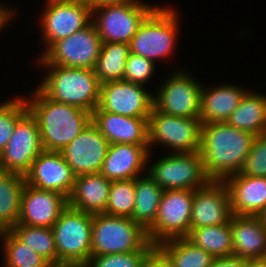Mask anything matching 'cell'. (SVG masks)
<instances>
[{"label":"cell","instance_id":"4fadbf2b","mask_svg":"<svg viewBox=\"0 0 266 267\" xmlns=\"http://www.w3.org/2000/svg\"><path fill=\"white\" fill-rule=\"evenodd\" d=\"M43 150L37 121L28 110L18 120L10 140L0 153V169L25 175Z\"/></svg>","mask_w":266,"mask_h":267},{"label":"cell","instance_id":"f6af8a7d","mask_svg":"<svg viewBox=\"0 0 266 267\" xmlns=\"http://www.w3.org/2000/svg\"><path fill=\"white\" fill-rule=\"evenodd\" d=\"M63 267H83V266H63Z\"/></svg>","mask_w":266,"mask_h":267},{"label":"cell","instance_id":"7402d4cb","mask_svg":"<svg viewBox=\"0 0 266 267\" xmlns=\"http://www.w3.org/2000/svg\"><path fill=\"white\" fill-rule=\"evenodd\" d=\"M233 215L259 216L266 209V177L234 174L224 180Z\"/></svg>","mask_w":266,"mask_h":267},{"label":"cell","instance_id":"ab89813d","mask_svg":"<svg viewBox=\"0 0 266 267\" xmlns=\"http://www.w3.org/2000/svg\"><path fill=\"white\" fill-rule=\"evenodd\" d=\"M246 259L238 256L216 257L210 267H245Z\"/></svg>","mask_w":266,"mask_h":267},{"label":"cell","instance_id":"f35d334b","mask_svg":"<svg viewBox=\"0 0 266 267\" xmlns=\"http://www.w3.org/2000/svg\"><path fill=\"white\" fill-rule=\"evenodd\" d=\"M142 267H173L169 258L155 245L146 255Z\"/></svg>","mask_w":266,"mask_h":267},{"label":"cell","instance_id":"6da1fadb","mask_svg":"<svg viewBox=\"0 0 266 267\" xmlns=\"http://www.w3.org/2000/svg\"><path fill=\"white\" fill-rule=\"evenodd\" d=\"M255 135L227 122L202 124L199 154L210 180L224 181L240 173Z\"/></svg>","mask_w":266,"mask_h":267},{"label":"cell","instance_id":"d4e9b609","mask_svg":"<svg viewBox=\"0 0 266 267\" xmlns=\"http://www.w3.org/2000/svg\"><path fill=\"white\" fill-rule=\"evenodd\" d=\"M247 91L233 84L217 85L209 90L203 85L199 115L202 124L226 122Z\"/></svg>","mask_w":266,"mask_h":267},{"label":"cell","instance_id":"7c38bea8","mask_svg":"<svg viewBox=\"0 0 266 267\" xmlns=\"http://www.w3.org/2000/svg\"><path fill=\"white\" fill-rule=\"evenodd\" d=\"M193 78L186 71H175L153 94V108L177 117L199 118L202 84Z\"/></svg>","mask_w":266,"mask_h":267},{"label":"cell","instance_id":"30bf717a","mask_svg":"<svg viewBox=\"0 0 266 267\" xmlns=\"http://www.w3.org/2000/svg\"><path fill=\"white\" fill-rule=\"evenodd\" d=\"M102 40L91 22L87 27L52 44L39 56L38 65H58L94 69Z\"/></svg>","mask_w":266,"mask_h":267},{"label":"cell","instance_id":"3957f363","mask_svg":"<svg viewBox=\"0 0 266 267\" xmlns=\"http://www.w3.org/2000/svg\"><path fill=\"white\" fill-rule=\"evenodd\" d=\"M47 67L38 88L51 100L92 113L99 104L101 84L94 69L40 65Z\"/></svg>","mask_w":266,"mask_h":267},{"label":"cell","instance_id":"484cf974","mask_svg":"<svg viewBox=\"0 0 266 267\" xmlns=\"http://www.w3.org/2000/svg\"><path fill=\"white\" fill-rule=\"evenodd\" d=\"M226 122L255 136L266 133V95L247 91Z\"/></svg>","mask_w":266,"mask_h":267},{"label":"cell","instance_id":"e575fe53","mask_svg":"<svg viewBox=\"0 0 266 267\" xmlns=\"http://www.w3.org/2000/svg\"><path fill=\"white\" fill-rule=\"evenodd\" d=\"M28 111L24 97L0 103V153L10 140L18 120Z\"/></svg>","mask_w":266,"mask_h":267},{"label":"cell","instance_id":"d6986e66","mask_svg":"<svg viewBox=\"0 0 266 267\" xmlns=\"http://www.w3.org/2000/svg\"><path fill=\"white\" fill-rule=\"evenodd\" d=\"M67 206L68 198L62 194L25 183L17 224L51 228Z\"/></svg>","mask_w":266,"mask_h":267},{"label":"cell","instance_id":"9a60e30c","mask_svg":"<svg viewBox=\"0 0 266 267\" xmlns=\"http://www.w3.org/2000/svg\"><path fill=\"white\" fill-rule=\"evenodd\" d=\"M152 108L153 95L143 85L118 80L101 84L99 104L94 111L127 117H149Z\"/></svg>","mask_w":266,"mask_h":267},{"label":"cell","instance_id":"8d00e7d4","mask_svg":"<svg viewBox=\"0 0 266 267\" xmlns=\"http://www.w3.org/2000/svg\"><path fill=\"white\" fill-rule=\"evenodd\" d=\"M240 174L266 177V133L255 136Z\"/></svg>","mask_w":266,"mask_h":267},{"label":"cell","instance_id":"ba28073f","mask_svg":"<svg viewBox=\"0 0 266 267\" xmlns=\"http://www.w3.org/2000/svg\"><path fill=\"white\" fill-rule=\"evenodd\" d=\"M201 130L199 118L177 117L152 108L148 117V149L151 152L152 145L161 143L173 153L199 152Z\"/></svg>","mask_w":266,"mask_h":267},{"label":"cell","instance_id":"5b68a950","mask_svg":"<svg viewBox=\"0 0 266 267\" xmlns=\"http://www.w3.org/2000/svg\"><path fill=\"white\" fill-rule=\"evenodd\" d=\"M93 214L69 205L51 227L58 254V267L83 266L91 257Z\"/></svg>","mask_w":266,"mask_h":267},{"label":"cell","instance_id":"7a4b0ae2","mask_svg":"<svg viewBox=\"0 0 266 267\" xmlns=\"http://www.w3.org/2000/svg\"><path fill=\"white\" fill-rule=\"evenodd\" d=\"M25 101L37 121L46 151L61 152L92 122V113L53 101L38 87Z\"/></svg>","mask_w":266,"mask_h":267},{"label":"cell","instance_id":"ac0fdd59","mask_svg":"<svg viewBox=\"0 0 266 267\" xmlns=\"http://www.w3.org/2000/svg\"><path fill=\"white\" fill-rule=\"evenodd\" d=\"M25 183L42 190H51L69 198L76 175L61 152L43 150L24 175Z\"/></svg>","mask_w":266,"mask_h":267},{"label":"cell","instance_id":"f546056e","mask_svg":"<svg viewBox=\"0 0 266 267\" xmlns=\"http://www.w3.org/2000/svg\"><path fill=\"white\" fill-rule=\"evenodd\" d=\"M173 267H210L214 257L184 238L165 240L156 245Z\"/></svg>","mask_w":266,"mask_h":267},{"label":"cell","instance_id":"b9f144b4","mask_svg":"<svg viewBox=\"0 0 266 267\" xmlns=\"http://www.w3.org/2000/svg\"><path fill=\"white\" fill-rule=\"evenodd\" d=\"M123 0H80L83 4H85L87 7L94 9L95 7L104 5V4H109V3H114V2H119Z\"/></svg>","mask_w":266,"mask_h":267},{"label":"cell","instance_id":"603a6c76","mask_svg":"<svg viewBox=\"0 0 266 267\" xmlns=\"http://www.w3.org/2000/svg\"><path fill=\"white\" fill-rule=\"evenodd\" d=\"M230 224L234 256L266 259V227L259 216L233 215Z\"/></svg>","mask_w":266,"mask_h":267},{"label":"cell","instance_id":"4316f807","mask_svg":"<svg viewBox=\"0 0 266 267\" xmlns=\"http://www.w3.org/2000/svg\"><path fill=\"white\" fill-rule=\"evenodd\" d=\"M135 183V207L131 219L146 231L154 223L164 190L148 175L138 176Z\"/></svg>","mask_w":266,"mask_h":267},{"label":"cell","instance_id":"cb8c5ba5","mask_svg":"<svg viewBox=\"0 0 266 267\" xmlns=\"http://www.w3.org/2000/svg\"><path fill=\"white\" fill-rule=\"evenodd\" d=\"M111 183L100 172L76 176L68 205L93 215L105 213Z\"/></svg>","mask_w":266,"mask_h":267},{"label":"cell","instance_id":"d590c367","mask_svg":"<svg viewBox=\"0 0 266 267\" xmlns=\"http://www.w3.org/2000/svg\"><path fill=\"white\" fill-rule=\"evenodd\" d=\"M154 246L149 243L142 251L91 256L83 267H142L146 255Z\"/></svg>","mask_w":266,"mask_h":267},{"label":"cell","instance_id":"1f68e13d","mask_svg":"<svg viewBox=\"0 0 266 267\" xmlns=\"http://www.w3.org/2000/svg\"><path fill=\"white\" fill-rule=\"evenodd\" d=\"M11 231L53 267H58V254L52 228L16 224Z\"/></svg>","mask_w":266,"mask_h":267},{"label":"cell","instance_id":"ee69618b","mask_svg":"<svg viewBox=\"0 0 266 267\" xmlns=\"http://www.w3.org/2000/svg\"><path fill=\"white\" fill-rule=\"evenodd\" d=\"M49 1H58V2H79L80 0H49Z\"/></svg>","mask_w":266,"mask_h":267},{"label":"cell","instance_id":"44dd1931","mask_svg":"<svg viewBox=\"0 0 266 267\" xmlns=\"http://www.w3.org/2000/svg\"><path fill=\"white\" fill-rule=\"evenodd\" d=\"M92 122L110 144L148 145V117L93 111Z\"/></svg>","mask_w":266,"mask_h":267},{"label":"cell","instance_id":"83f0119b","mask_svg":"<svg viewBox=\"0 0 266 267\" xmlns=\"http://www.w3.org/2000/svg\"><path fill=\"white\" fill-rule=\"evenodd\" d=\"M24 185V175L0 171V231L18 223Z\"/></svg>","mask_w":266,"mask_h":267},{"label":"cell","instance_id":"8992f818","mask_svg":"<svg viewBox=\"0 0 266 267\" xmlns=\"http://www.w3.org/2000/svg\"><path fill=\"white\" fill-rule=\"evenodd\" d=\"M178 12L171 7H156L132 37L130 53L153 62L171 56L177 41Z\"/></svg>","mask_w":266,"mask_h":267},{"label":"cell","instance_id":"52a82bcc","mask_svg":"<svg viewBox=\"0 0 266 267\" xmlns=\"http://www.w3.org/2000/svg\"><path fill=\"white\" fill-rule=\"evenodd\" d=\"M156 7L138 0L104 4L92 9V22L102 42L129 44L142 22Z\"/></svg>","mask_w":266,"mask_h":267},{"label":"cell","instance_id":"4dcf8cb0","mask_svg":"<svg viewBox=\"0 0 266 267\" xmlns=\"http://www.w3.org/2000/svg\"><path fill=\"white\" fill-rule=\"evenodd\" d=\"M130 46L125 43L102 42L94 71L100 84L123 80Z\"/></svg>","mask_w":266,"mask_h":267},{"label":"cell","instance_id":"ffe728a7","mask_svg":"<svg viewBox=\"0 0 266 267\" xmlns=\"http://www.w3.org/2000/svg\"><path fill=\"white\" fill-rule=\"evenodd\" d=\"M148 148V145L109 144L100 173L110 181L129 180L141 176L150 163L151 154Z\"/></svg>","mask_w":266,"mask_h":267},{"label":"cell","instance_id":"f1b7e54d","mask_svg":"<svg viewBox=\"0 0 266 267\" xmlns=\"http://www.w3.org/2000/svg\"><path fill=\"white\" fill-rule=\"evenodd\" d=\"M194 246L202 248L214 258L233 256V240L230 222L192 228L185 237Z\"/></svg>","mask_w":266,"mask_h":267},{"label":"cell","instance_id":"74e56055","mask_svg":"<svg viewBox=\"0 0 266 267\" xmlns=\"http://www.w3.org/2000/svg\"><path fill=\"white\" fill-rule=\"evenodd\" d=\"M155 63L140 55L130 53L125 65L123 80L144 85L155 73ZM146 82V83H145Z\"/></svg>","mask_w":266,"mask_h":267},{"label":"cell","instance_id":"8fae6325","mask_svg":"<svg viewBox=\"0 0 266 267\" xmlns=\"http://www.w3.org/2000/svg\"><path fill=\"white\" fill-rule=\"evenodd\" d=\"M194 191L163 192L156 219L147 230L150 243L157 245L162 241L184 238L189 234Z\"/></svg>","mask_w":266,"mask_h":267},{"label":"cell","instance_id":"7bdbcfd3","mask_svg":"<svg viewBox=\"0 0 266 267\" xmlns=\"http://www.w3.org/2000/svg\"><path fill=\"white\" fill-rule=\"evenodd\" d=\"M245 267H266V259L246 260Z\"/></svg>","mask_w":266,"mask_h":267},{"label":"cell","instance_id":"277c9868","mask_svg":"<svg viewBox=\"0 0 266 267\" xmlns=\"http://www.w3.org/2000/svg\"><path fill=\"white\" fill-rule=\"evenodd\" d=\"M149 243L147 231L131 218L93 215L91 256L142 251Z\"/></svg>","mask_w":266,"mask_h":267},{"label":"cell","instance_id":"e0dca14e","mask_svg":"<svg viewBox=\"0 0 266 267\" xmlns=\"http://www.w3.org/2000/svg\"><path fill=\"white\" fill-rule=\"evenodd\" d=\"M109 142L91 122L61 154L76 176L99 173Z\"/></svg>","mask_w":266,"mask_h":267},{"label":"cell","instance_id":"9c48e42d","mask_svg":"<svg viewBox=\"0 0 266 267\" xmlns=\"http://www.w3.org/2000/svg\"><path fill=\"white\" fill-rule=\"evenodd\" d=\"M148 175L165 190H196L210 179L205 173L199 152L170 153L155 161Z\"/></svg>","mask_w":266,"mask_h":267},{"label":"cell","instance_id":"d6a6232c","mask_svg":"<svg viewBox=\"0 0 266 267\" xmlns=\"http://www.w3.org/2000/svg\"><path fill=\"white\" fill-rule=\"evenodd\" d=\"M5 267H53L47 260L23 243L11 230L0 231Z\"/></svg>","mask_w":266,"mask_h":267},{"label":"cell","instance_id":"836d02e7","mask_svg":"<svg viewBox=\"0 0 266 267\" xmlns=\"http://www.w3.org/2000/svg\"><path fill=\"white\" fill-rule=\"evenodd\" d=\"M135 199L134 179L112 181L105 213L131 218Z\"/></svg>","mask_w":266,"mask_h":267},{"label":"cell","instance_id":"2e32d148","mask_svg":"<svg viewBox=\"0 0 266 267\" xmlns=\"http://www.w3.org/2000/svg\"><path fill=\"white\" fill-rule=\"evenodd\" d=\"M233 216L228 187L224 181L210 180L194 191L190 230L231 221Z\"/></svg>","mask_w":266,"mask_h":267},{"label":"cell","instance_id":"60d3db41","mask_svg":"<svg viewBox=\"0 0 266 267\" xmlns=\"http://www.w3.org/2000/svg\"><path fill=\"white\" fill-rule=\"evenodd\" d=\"M2 5V4H0ZM8 7H5L4 5L0 6V30L1 28H3L5 25H7L8 22L11 21V19H13V17L15 16L16 12L13 9H10Z\"/></svg>","mask_w":266,"mask_h":267},{"label":"cell","instance_id":"5bb4252c","mask_svg":"<svg viewBox=\"0 0 266 267\" xmlns=\"http://www.w3.org/2000/svg\"><path fill=\"white\" fill-rule=\"evenodd\" d=\"M40 16L45 51L55 42L66 38L92 22V9L82 2H58L46 0Z\"/></svg>","mask_w":266,"mask_h":267}]
</instances>
